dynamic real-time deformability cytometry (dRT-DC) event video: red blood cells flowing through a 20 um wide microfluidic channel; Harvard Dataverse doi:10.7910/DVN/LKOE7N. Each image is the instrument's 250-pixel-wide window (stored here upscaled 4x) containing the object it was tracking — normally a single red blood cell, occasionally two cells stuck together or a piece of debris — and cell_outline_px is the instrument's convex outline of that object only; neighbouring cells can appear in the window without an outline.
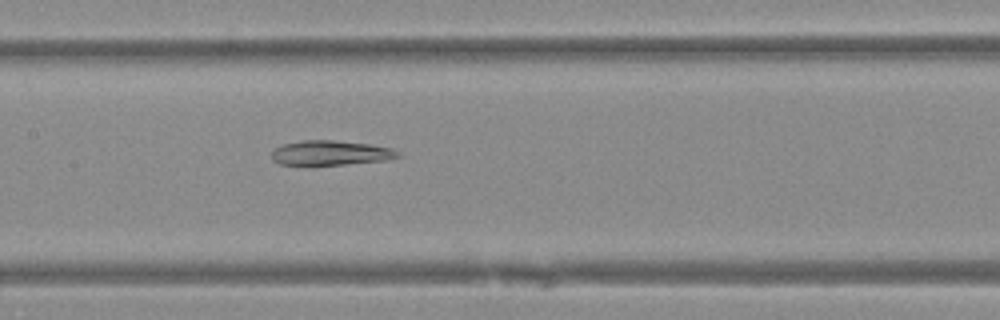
{"species": "Egyptian fruit bat (a non-hibernating species)", "species_latin": "Rousettus aegyptiacus", "temperature_condition": "warm", "stored_images_in_passage": 34, "camera_frame_rate_fps": 3000, "um_per_image_px": 0.085, "animal": {"sex": "female"}, "frame": {"image": 1, "passage_image": 10, "time_ms": 3.0, "image_size_px": [1000, 320], "cell_outline_px": [[400, 156], [384, 160], [312, 168], [280, 164], [272, 160], [272, 152], [276, 148], [284, 144], [300, 140], [332, 140], [368, 144], [392, 148], [400, 152]], "centroid_in_image_um": [28.03, 13.04], "position_along_channel_um": 179.4, "area_um2": 18.84}}
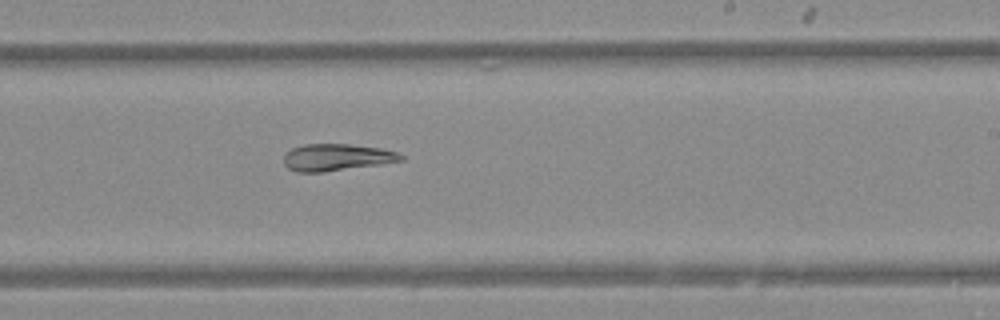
{"frame": {"image": 2, "passage_image": 16, "time_ms": 5.0, "image_size_px": [1000, 320], "cell_outline_px": [[404, 160], [380, 164], [324, 172], [296, 172], [288, 168], [284, 164], [284, 152], [292, 148], [304, 144], [348, 144], [380, 148], [396, 152], [404, 156]], "centroid_in_image_um": [28.57, 13.37], "position_along_channel_um": 260.4, "area_um2": 18.38}}
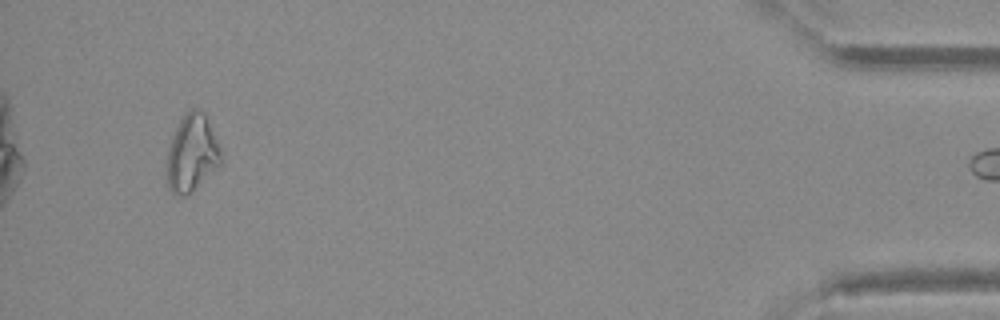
{"frame": {"image": 3, "passage_image": 33, "time_ms": 10.667, "image_size_px": [1000, 320], "cell_outline_px": [[220, 164], [216, 168], [184, 196], [176, 196], [168, 188], [164, 176], [168, 148], [172, 136], [184, 112], [188, 108], [200, 108], [204, 112], [216, 140], [220, 156]], "centroid_in_image_um": [16.22, 13.0], "position_along_channel_um": 419.0, "area_um2": 24.1}}